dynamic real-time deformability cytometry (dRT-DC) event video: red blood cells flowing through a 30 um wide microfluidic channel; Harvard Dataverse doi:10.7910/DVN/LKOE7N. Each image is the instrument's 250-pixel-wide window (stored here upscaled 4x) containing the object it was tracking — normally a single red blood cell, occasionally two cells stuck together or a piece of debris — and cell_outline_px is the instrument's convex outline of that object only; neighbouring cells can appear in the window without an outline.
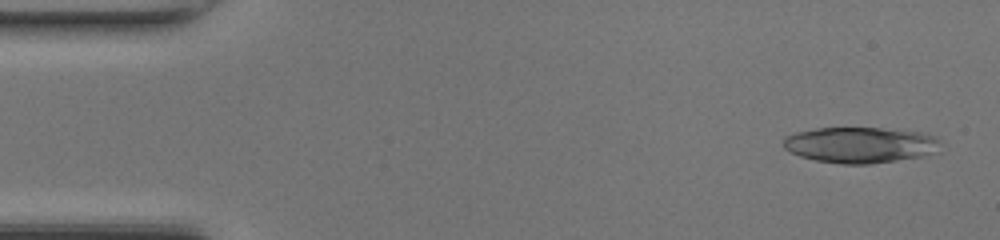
{"species": "common noctule bat (a hibernating species)", "species_latin": "Nyctalus noctula", "temperature_condition": "room temperature", "stored_images_in_passage": 46, "camera_frame_rate_fps": 3000, "um_per_image_px": 0.085, "animal": {"sex": "female", "body_mass_g": 17.0, "forearm_length_mm": 48.0}, "frame": {"image": 1, "passage_image": 2, "time_ms": 0.333, "image_size_px": [1000, 240], "cell_outline_px": [[940, 152], [924, 156], [872, 164], [844, 164], [816, 160], [800, 156], [784, 148], [784, 136], [796, 132], [816, 128], [880, 128], [924, 132], [936, 136], [940, 140]], "centroid_in_image_um": [73.19, 12.32], "position_along_channel_um": 11.8, "area_um2": 33.18}}
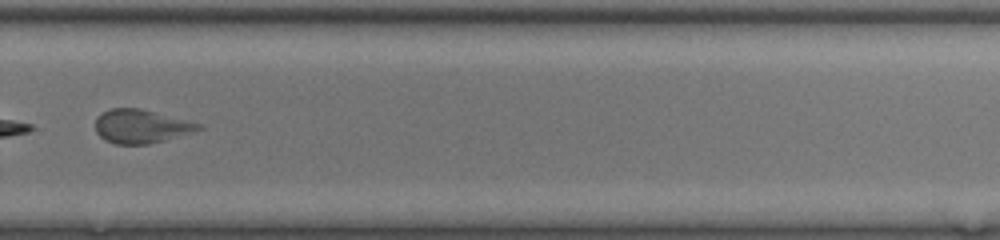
{"frame": {"image": 2, "passage_image": 32, "time_ms": 10.333, "image_size_px": [1000, 240], "cell_outline_px": [[204, 128], [192, 132], [164, 140], [148, 144], [116, 144], [104, 140], [96, 132], [96, 116], [112, 108], [140, 108], [204, 124]], "centroid_in_image_um": [12.0, 10.73], "position_along_channel_um": 317.8, "area_um2": 20.23}, "authors_computed_cell_mechanics": {"area_um2": 26.5302, "velocity_mm_per_s": 4.328, "shape_relaxation_time_tau1_ms": null, "shape_relaxation_time_tau2_ms": 1.4616, "deformation_change_tau1": null, "deformation_change_tau2": 0.0724}}